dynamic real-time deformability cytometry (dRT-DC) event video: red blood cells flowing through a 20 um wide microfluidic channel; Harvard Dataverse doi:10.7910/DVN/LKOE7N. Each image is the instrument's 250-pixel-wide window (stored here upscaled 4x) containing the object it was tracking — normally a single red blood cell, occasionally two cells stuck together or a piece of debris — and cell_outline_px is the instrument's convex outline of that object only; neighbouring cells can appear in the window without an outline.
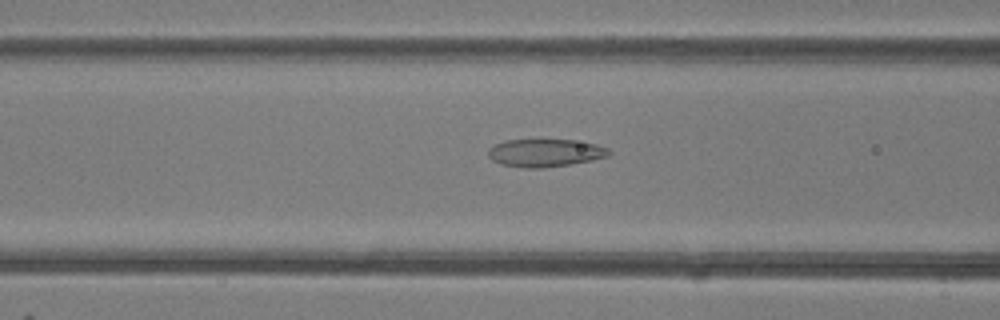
{"species": "common noctule bat (a hibernating species)", "species_latin": "Nyctalus noctula", "temperature_condition": "room temperature", "stored_images_in_passage": 48, "camera_frame_rate_fps": 3000, "um_per_image_px": 0.085, "animal": {"sex": "female"}, "frame": {"image": 1, "passage_image": 19, "time_ms": 6.0, "image_size_px": [1000, 320], "cell_outline_px": [[612, 152], [608, 156], [592, 160], [544, 168], [524, 168], [500, 164], [492, 160], [488, 156], [488, 148], [504, 140], [572, 140], [596, 144], [608, 148]], "centroid_in_image_um": [46.32, 13.0], "position_along_channel_um": 120.3, "area_um2": 19.54}}
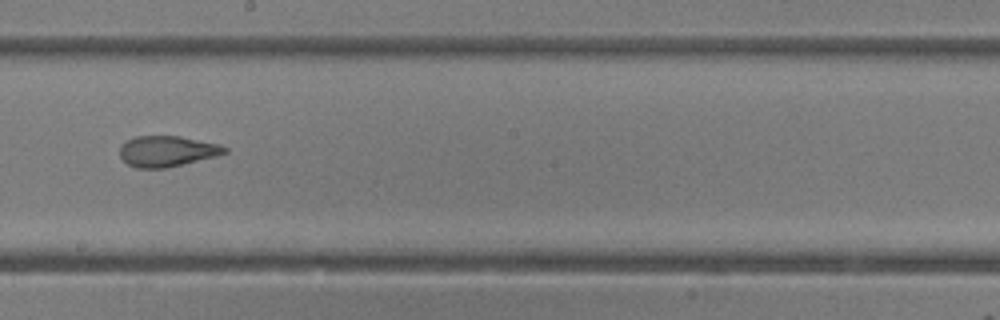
{"frame": {"image": 2, "passage_image": 27, "time_ms": 8.667, "image_size_px": [1000, 320], "cell_outline_px": [[228, 152], [216, 156], [164, 168], [136, 168], [128, 164], [120, 156], [120, 144], [136, 136], [180, 136], [220, 144], [228, 148]], "centroid_in_image_um": [14.2, 12.84], "position_along_channel_um": 234.0, "area_um2": 18.73}}
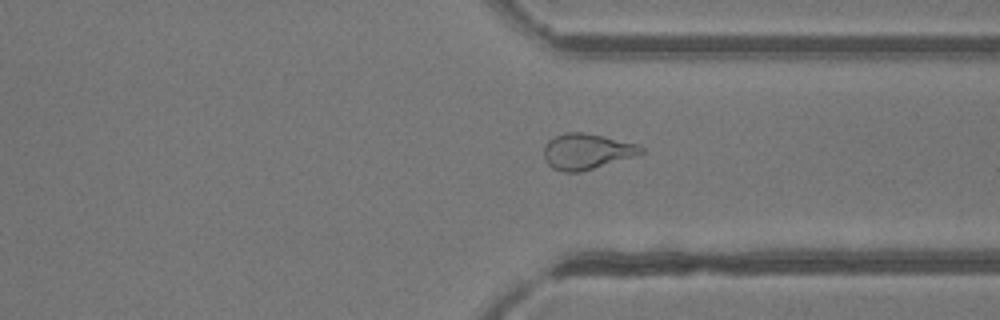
{"frame": {"image": 3, "passage_image": 36, "time_ms": 11.667, "image_size_px": [1000, 320], "cell_outline_px": [[644, 152], [640, 156], [580, 172], [564, 172], [552, 168], [544, 160], [544, 148], [548, 140], [564, 132], [584, 132], [604, 136], [636, 144], [644, 148]], "centroid_in_image_um": [49.9, 12.88], "position_along_channel_um": 361.5, "area_um2": 20.52}, "authors_computed_cell_mechanics": {"area_um2": 21.386, "velocity_mm_per_s": 4.26, "shape_relaxation_time_tau1_ms": null, "shape_relaxation_time_tau2_ms": 1.9682, "deformation_change_tau1": null, "deformation_change_tau2": 0.0896}}